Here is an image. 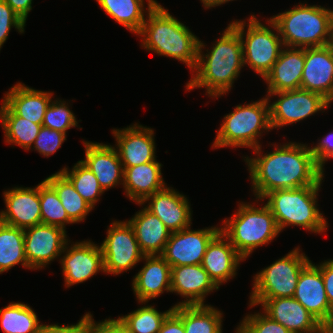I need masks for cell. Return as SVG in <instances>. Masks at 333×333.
I'll list each match as a JSON object with an SVG mask.
<instances>
[{"label":"cell","instance_id":"d590c367","mask_svg":"<svg viewBox=\"0 0 333 333\" xmlns=\"http://www.w3.org/2000/svg\"><path fill=\"white\" fill-rule=\"evenodd\" d=\"M174 306L165 312H159L154 306H143L128 315L118 317L127 333H157L167 315Z\"/></svg>","mask_w":333,"mask_h":333},{"label":"cell","instance_id":"f6af8a7d","mask_svg":"<svg viewBox=\"0 0 333 333\" xmlns=\"http://www.w3.org/2000/svg\"><path fill=\"white\" fill-rule=\"evenodd\" d=\"M320 271L324 281L325 292L329 301L331 310L333 311V260L320 263Z\"/></svg>","mask_w":333,"mask_h":333},{"label":"cell","instance_id":"8fae6325","mask_svg":"<svg viewBox=\"0 0 333 333\" xmlns=\"http://www.w3.org/2000/svg\"><path fill=\"white\" fill-rule=\"evenodd\" d=\"M267 93L268 99L276 95L279 97L272 103L269 100L272 129L299 122L329 108L331 104L321 94L303 89Z\"/></svg>","mask_w":333,"mask_h":333},{"label":"cell","instance_id":"7a4b0ae2","mask_svg":"<svg viewBox=\"0 0 333 333\" xmlns=\"http://www.w3.org/2000/svg\"><path fill=\"white\" fill-rule=\"evenodd\" d=\"M212 49L203 55L205 44L199 41L197 64L186 89L206 88L208 96L228 93L244 67L239 33L229 24Z\"/></svg>","mask_w":333,"mask_h":333},{"label":"cell","instance_id":"2e32d148","mask_svg":"<svg viewBox=\"0 0 333 333\" xmlns=\"http://www.w3.org/2000/svg\"><path fill=\"white\" fill-rule=\"evenodd\" d=\"M4 201L6 210L0 212L1 222L23 230L41 224L39 185L4 191Z\"/></svg>","mask_w":333,"mask_h":333},{"label":"cell","instance_id":"e0dca14e","mask_svg":"<svg viewBox=\"0 0 333 333\" xmlns=\"http://www.w3.org/2000/svg\"><path fill=\"white\" fill-rule=\"evenodd\" d=\"M293 298L320 323L333 321V311L325 292L320 264L315 265L310 261L302 269Z\"/></svg>","mask_w":333,"mask_h":333},{"label":"cell","instance_id":"603a6c76","mask_svg":"<svg viewBox=\"0 0 333 333\" xmlns=\"http://www.w3.org/2000/svg\"><path fill=\"white\" fill-rule=\"evenodd\" d=\"M245 260L231 245L229 240L219 232L208 244L203 257L202 267L210 279L219 288L236 275L241 261Z\"/></svg>","mask_w":333,"mask_h":333},{"label":"cell","instance_id":"83f0119b","mask_svg":"<svg viewBox=\"0 0 333 333\" xmlns=\"http://www.w3.org/2000/svg\"><path fill=\"white\" fill-rule=\"evenodd\" d=\"M144 255H161L171 232L164 223L145 207L129 221Z\"/></svg>","mask_w":333,"mask_h":333},{"label":"cell","instance_id":"f35d334b","mask_svg":"<svg viewBox=\"0 0 333 333\" xmlns=\"http://www.w3.org/2000/svg\"><path fill=\"white\" fill-rule=\"evenodd\" d=\"M244 333H291L287 328L263 313L246 315L238 326Z\"/></svg>","mask_w":333,"mask_h":333},{"label":"cell","instance_id":"6da1fadb","mask_svg":"<svg viewBox=\"0 0 333 333\" xmlns=\"http://www.w3.org/2000/svg\"><path fill=\"white\" fill-rule=\"evenodd\" d=\"M279 146L264 155L259 146L253 149L257 157L244 159L257 200L262 201L266 194L275 190L322 184L324 173L318 168L306 144L289 142Z\"/></svg>","mask_w":333,"mask_h":333},{"label":"cell","instance_id":"ab89813d","mask_svg":"<svg viewBox=\"0 0 333 333\" xmlns=\"http://www.w3.org/2000/svg\"><path fill=\"white\" fill-rule=\"evenodd\" d=\"M65 140V133L42 126L34 141L33 149L48 157L53 155Z\"/></svg>","mask_w":333,"mask_h":333},{"label":"cell","instance_id":"74e56055","mask_svg":"<svg viewBox=\"0 0 333 333\" xmlns=\"http://www.w3.org/2000/svg\"><path fill=\"white\" fill-rule=\"evenodd\" d=\"M55 99L47 108L43 117L42 126L60 131L67 132L72 127H77L78 121L73 112L69 109L65 101Z\"/></svg>","mask_w":333,"mask_h":333},{"label":"cell","instance_id":"681fc988","mask_svg":"<svg viewBox=\"0 0 333 333\" xmlns=\"http://www.w3.org/2000/svg\"><path fill=\"white\" fill-rule=\"evenodd\" d=\"M203 3L204 8H211L220 6L221 4H224L226 2H229V0H201Z\"/></svg>","mask_w":333,"mask_h":333},{"label":"cell","instance_id":"1f68e13d","mask_svg":"<svg viewBox=\"0 0 333 333\" xmlns=\"http://www.w3.org/2000/svg\"><path fill=\"white\" fill-rule=\"evenodd\" d=\"M20 263L30 269L25 257L24 230L0 221V273Z\"/></svg>","mask_w":333,"mask_h":333},{"label":"cell","instance_id":"7c38bea8","mask_svg":"<svg viewBox=\"0 0 333 333\" xmlns=\"http://www.w3.org/2000/svg\"><path fill=\"white\" fill-rule=\"evenodd\" d=\"M219 232L216 226L171 232L161 256L171 267L202 264L208 244Z\"/></svg>","mask_w":333,"mask_h":333},{"label":"cell","instance_id":"8d00e7d4","mask_svg":"<svg viewBox=\"0 0 333 333\" xmlns=\"http://www.w3.org/2000/svg\"><path fill=\"white\" fill-rule=\"evenodd\" d=\"M41 206V224L61 227L65 230L66 224L74 222L68 217L56 191L43 180L39 184Z\"/></svg>","mask_w":333,"mask_h":333},{"label":"cell","instance_id":"484cf974","mask_svg":"<svg viewBox=\"0 0 333 333\" xmlns=\"http://www.w3.org/2000/svg\"><path fill=\"white\" fill-rule=\"evenodd\" d=\"M5 94L3 103L15 115L35 124H42L53 96L51 92L39 91L22 83H17Z\"/></svg>","mask_w":333,"mask_h":333},{"label":"cell","instance_id":"7dc6e473","mask_svg":"<svg viewBox=\"0 0 333 333\" xmlns=\"http://www.w3.org/2000/svg\"><path fill=\"white\" fill-rule=\"evenodd\" d=\"M32 1L33 0H5L25 23L29 12L32 10Z\"/></svg>","mask_w":333,"mask_h":333},{"label":"cell","instance_id":"4fadbf2b","mask_svg":"<svg viewBox=\"0 0 333 333\" xmlns=\"http://www.w3.org/2000/svg\"><path fill=\"white\" fill-rule=\"evenodd\" d=\"M61 227L38 224L24 229L25 257L30 269H41L63 253L68 241Z\"/></svg>","mask_w":333,"mask_h":333},{"label":"cell","instance_id":"5b68a950","mask_svg":"<svg viewBox=\"0 0 333 333\" xmlns=\"http://www.w3.org/2000/svg\"><path fill=\"white\" fill-rule=\"evenodd\" d=\"M320 187L275 190L262 198L268 200L265 204L275 217L280 232L287 226H299L312 233L326 231L327 221L317 204Z\"/></svg>","mask_w":333,"mask_h":333},{"label":"cell","instance_id":"60d3db41","mask_svg":"<svg viewBox=\"0 0 333 333\" xmlns=\"http://www.w3.org/2000/svg\"><path fill=\"white\" fill-rule=\"evenodd\" d=\"M25 24L5 0H0V50L8 38L11 28L15 27L19 33H24Z\"/></svg>","mask_w":333,"mask_h":333},{"label":"cell","instance_id":"3957f363","mask_svg":"<svg viewBox=\"0 0 333 333\" xmlns=\"http://www.w3.org/2000/svg\"><path fill=\"white\" fill-rule=\"evenodd\" d=\"M147 17L137 34L144 37H141V46L158 55L177 59L193 71L197 64L199 38L159 3Z\"/></svg>","mask_w":333,"mask_h":333},{"label":"cell","instance_id":"ffe728a7","mask_svg":"<svg viewBox=\"0 0 333 333\" xmlns=\"http://www.w3.org/2000/svg\"><path fill=\"white\" fill-rule=\"evenodd\" d=\"M218 289L201 264L171 267V292L186 297L174 306L204 305L206 295Z\"/></svg>","mask_w":333,"mask_h":333},{"label":"cell","instance_id":"30bf717a","mask_svg":"<svg viewBox=\"0 0 333 333\" xmlns=\"http://www.w3.org/2000/svg\"><path fill=\"white\" fill-rule=\"evenodd\" d=\"M103 252L104 273L118 275L132 269L144 258L133 227L127 221H114L107 237L100 245Z\"/></svg>","mask_w":333,"mask_h":333},{"label":"cell","instance_id":"c3c4849f","mask_svg":"<svg viewBox=\"0 0 333 333\" xmlns=\"http://www.w3.org/2000/svg\"><path fill=\"white\" fill-rule=\"evenodd\" d=\"M316 333H333V321L319 323Z\"/></svg>","mask_w":333,"mask_h":333},{"label":"cell","instance_id":"bcb514c9","mask_svg":"<svg viewBox=\"0 0 333 333\" xmlns=\"http://www.w3.org/2000/svg\"><path fill=\"white\" fill-rule=\"evenodd\" d=\"M157 333H185V328L181 318L172 310Z\"/></svg>","mask_w":333,"mask_h":333},{"label":"cell","instance_id":"5bb4252c","mask_svg":"<svg viewBox=\"0 0 333 333\" xmlns=\"http://www.w3.org/2000/svg\"><path fill=\"white\" fill-rule=\"evenodd\" d=\"M68 244L67 242L63 250V254H66L60 259L67 288L85 282L99 271L104 272L101 246L90 240L76 242L71 246Z\"/></svg>","mask_w":333,"mask_h":333},{"label":"cell","instance_id":"4316f807","mask_svg":"<svg viewBox=\"0 0 333 333\" xmlns=\"http://www.w3.org/2000/svg\"><path fill=\"white\" fill-rule=\"evenodd\" d=\"M162 165L152 161L133 167H123V187L130 200L140 204L156 191L163 189L166 183L161 173Z\"/></svg>","mask_w":333,"mask_h":333},{"label":"cell","instance_id":"9a60e30c","mask_svg":"<svg viewBox=\"0 0 333 333\" xmlns=\"http://www.w3.org/2000/svg\"><path fill=\"white\" fill-rule=\"evenodd\" d=\"M300 89L321 94L333 101V44L305 48Z\"/></svg>","mask_w":333,"mask_h":333},{"label":"cell","instance_id":"44dd1931","mask_svg":"<svg viewBox=\"0 0 333 333\" xmlns=\"http://www.w3.org/2000/svg\"><path fill=\"white\" fill-rule=\"evenodd\" d=\"M82 142L85 147V160L80 161L93 172L102 190L105 192L123 184L124 168L116 148L103 143Z\"/></svg>","mask_w":333,"mask_h":333},{"label":"cell","instance_id":"836d02e7","mask_svg":"<svg viewBox=\"0 0 333 333\" xmlns=\"http://www.w3.org/2000/svg\"><path fill=\"white\" fill-rule=\"evenodd\" d=\"M0 325L4 333H38L41 324L29 305L12 302L0 309Z\"/></svg>","mask_w":333,"mask_h":333},{"label":"cell","instance_id":"cb8c5ba5","mask_svg":"<svg viewBox=\"0 0 333 333\" xmlns=\"http://www.w3.org/2000/svg\"><path fill=\"white\" fill-rule=\"evenodd\" d=\"M263 312L291 333H316L319 321L293 297L267 299Z\"/></svg>","mask_w":333,"mask_h":333},{"label":"cell","instance_id":"f546056e","mask_svg":"<svg viewBox=\"0 0 333 333\" xmlns=\"http://www.w3.org/2000/svg\"><path fill=\"white\" fill-rule=\"evenodd\" d=\"M107 15L129 31L138 34L145 22V12L157 4L156 0H147V11L144 0H96Z\"/></svg>","mask_w":333,"mask_h":333},{"label":"cell","instance_id":"f907efd6","mask_svg":"<svg viewBox=\"0 0 333 333\" xmlns=\"http://www.w3.org/2000/svg\"><path fill=\"white\" fill-rule=\"evenodd\" d=\"M236 333H244L239 327L236 328Z\"/></svg>","mask_w":333,"mask_h":333},{"label":"cell","instance_id":"277c9868","mask_svg":"<svg viewBox=\"0 0 333 333\" xmlns=\"http://www.w3.org/2000/svg\"><path fill=\"white\" fill-rule=\"evenodd\" d=\"M285 47H321L333 44V10L299 4L270 18Z\"/></svg>","mask_w":333,"mask_h":333},{"label":"cell","instance_id":"e575fe53","mask_svg":"<svg viewBox=\"0 0 333 333\" xmlns=\"http://www.w3.org/2000/svg\"><path fill=\"white\" fill-rule=\"evenodd\" d=\"M60 172L71 182L81 197L94 208L99 201V195L101 196L104 191L93 172L81 161H78L72 170L69 171L64 167Z\"/></svg>","mask_w":333,"mask_h":333},{"label":"cell","instance_id":"7bdbcfd3","mask_svg":"<svg viewBox=\"0 0 333 333\" xmlns=\"http://www.w3.org/2000/svg\"><path fill=\"white\" fill-rule=\"evenodd\" d=\"M318 168L324 173V164L328 159L333 158V131L319 142L314 147H309Z\"/></svg>","mask_w":333,"mask_h":333},{"label":"cell","instance_id":"4dcf8cb0","mask_svg":"<svg viewBox=\"0 0 333 333\" xmlns=\"http://www.w3.org/2000/svg\"><path fill=\"white\" fill-rule=\"evenodd\" d=\"M0 120L4 130L5 142L31 149L42 127L25 118L15 115L3 102L0 107Z\"/></svg>","mask_w":333,"mask_h":333},{"label":"cell","instance_id":"d4e9b609","mask_svg":"<svg viewBox=\"0 0 333 333\" xmlns=\"http://www.w3.org/2000/svg\"><path fill=\"white\" fill-rule=\"evenodd\" d=\"M304 63L305 48L284 46L279 58L263 79L268 85L267 92L300 89Z\"/></svg>","mask_w":333,"mask_h":333},{"label":"cell","instance_id":"d6986e66","mask_svg":"<svg viewBox=\"0 0 333 333\" xmlns=\"http://www.w3.org/2000/svg\"><path fill=\"white\" fill-rule=\"evenodd\" d=\"M149 204L145 207L156 215L170 232H177L191 226V208L187 197L180 194L174 188L165 186L146 198Z\"/></svg>","mask_w":333,"mask_h":333},{"label":"cell","instance_id":"f1b7e54d","mask_svg":"<svg viewBox=\"0 0 333 333\" xmlns=\"http://www.w3.org/2000/svg\"><path fill=\"white\" fill-rule=\"evenodd\" d=\"M173 311L181 318L185 333H222V312L211 305H177Z\"/></svg>","mask_w":333,"mask_h":333},{"label":"cell","instance_id":"ee69618b","mask_svg":"<svg viewBox=\"0 0 333 333\" xmlns=\"http://www.w3.org/2000/svg\"><path fill=\"white\" fill-rule=\"evenodd\" d=\"M90 333H127V330L118 318L96 323L90 314Z\"/></svg>","mask_w":333,"mask_h":333},{"label":"cell","instance_id":"9c48e42d","mask_svg":"<svg viewBox=\"0 0 333 333\" xmlns=\"http://www.w3.org/2000/svg\"><path fill=\"white\" fill-rule=\"evenodd\" d=\"M300 248H295L281 259L261 270L254 278L250 308L267 299L293 297L302 269L310 262Z\"/></svg>","mask_w":333,"mask_h":333},{"label":"cell","instance_id":"ba28073f","mask_svg":"<svg viewBox=\"0 0 333 333\" xmlns=\"http://www.w3.org/2000/svg\"><path fill=\"white\" fill-rule=\"evenodd\" d=\"M267 22L273 31L262 24L255 15L248 18V25L245 20L230 23L241 39L243 64L250 66L262 79L270 72L284 47L276 24L271 19Z\"/></svg>","mask_w":333,"mask_h":333},{"label":"cell","instance_id":"ac0fdd59","mask_svg":"<svg viewBox=\"0 0 333 333\" xmlns=\"http://www.w3.org/2000/svg\"><path fill=\"white\" fill-rule=\"evenodd\" d=\"M123 167H133L155 161L154 130L139 124L124 129H113Z\"/></svg>","mask_w":333,"mask_h":333},{"label":"cell","instance_id":"7402d4cb","mask_svg":"<svg viewBox=\"0 0 333 333\" xmlns=\"http://www.w3.org/2000/svg\"><path fill=\"white\" fill-rule=\"evenodd\" d=\"M146 263L133 278L132 289L139 303L171 292V266L161 255H145Z\"/></svg>","mask_w":333,"mask_h":333},{"label":"cell","instance_id":"b9f144b4","mask_svg":"<svg viewBox=\"0 0 333 333\" xmlns=\"http://www.w3.org/2000/svg\"><path fill=\"white\" fill-rule=\"evenodd\" d=\"M38 333H90V313L83 315L78 323L59 326L58 324L44 325L41 323Z\"/></svg>","mask_w":333,"mask_h":333},{"label":"cell","instance_id":"8992f818","mask_svg":"<svg viewBox=\"0 0 333 333\" xmlns=\"http://www.w3.org/2000/svg\"><path fill=\"white\" fill-rule=\"evenodd\" d=\"M242 203V204H241ZM239 209L225 219L220 232L229 240L236 251L246 259L257 247L268 244L280 230L270 208L241 202Z\"/></svg>","mask_w":333,"mask_h":333},{"label":"cell","instance_id":"d6a6232c","mask_svg":"<svg viewBox=\"0 0 333 333\" xmlns=\"http://www.w3.org/2000/svg\"><path fill=\"white\" fill-rule=\"evenodd\" d=\"M45 181L56 191L68 217L74 223L84 221L93 207L81 197L71 182L60 171Z\"/></svg>","mask_w":333,"mask_h":333},{"label":"cell","instance_id":"52a82bcc","mask_svg":"<svg viewBox=\"0 0 333 333\" xmlns=\"http://www.w3.org/2000/svg\"><path fill=\"white\" fill-rule=\"evenodd\" d=\"M268 103L269 99L265 97L250 104L237 105L233 112L224 116L212 148L231 146L255 149L261 146L258 138L264 130H272Z\"/></svg>","mask_w":333,"mask_h":333}]
</instances>
